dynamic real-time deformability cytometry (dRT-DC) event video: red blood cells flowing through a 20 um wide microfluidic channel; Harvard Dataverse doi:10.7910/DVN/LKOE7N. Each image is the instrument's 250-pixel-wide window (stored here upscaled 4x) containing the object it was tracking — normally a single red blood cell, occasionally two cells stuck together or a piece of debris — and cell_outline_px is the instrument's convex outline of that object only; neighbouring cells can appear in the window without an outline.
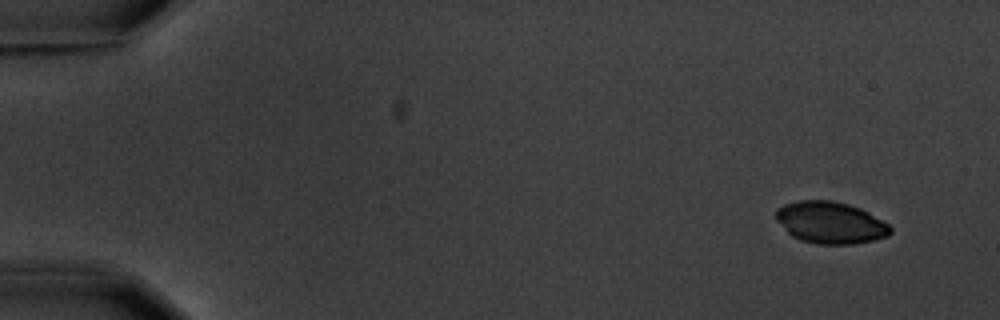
{"species": "common noctule bat (a hibernating species)", "species_latin": "Nyctalus noctula", "temperature_condition": "warm", "stored_images_in_passage": 4, "camera_frame_rate_fps": 3000, "um_per_image_px": 0.085, "animal": {"sex": "male", "body_mass_g": 20.1, "forearm_length_mm": 53.5}, "frame": {"image": 1, "passage_image": 1, "time_ms": 0.0, "image_size_px": [1000, 320], "cell_outline_px": [[892, 232], [888, 236], [872, 240], [852, 244], [816, 244], [800, 240], [792, 236], [776, 220], [776, 208], [784, 204], [800, 200], [832, 200], [848, 204], [860, 208], [868, 212], [888, 224], [892, 228]], "centroid_in_image_um": [70.58, 18.92], "position_along_channel_um": 14.4, "area_um2": 27.92}}